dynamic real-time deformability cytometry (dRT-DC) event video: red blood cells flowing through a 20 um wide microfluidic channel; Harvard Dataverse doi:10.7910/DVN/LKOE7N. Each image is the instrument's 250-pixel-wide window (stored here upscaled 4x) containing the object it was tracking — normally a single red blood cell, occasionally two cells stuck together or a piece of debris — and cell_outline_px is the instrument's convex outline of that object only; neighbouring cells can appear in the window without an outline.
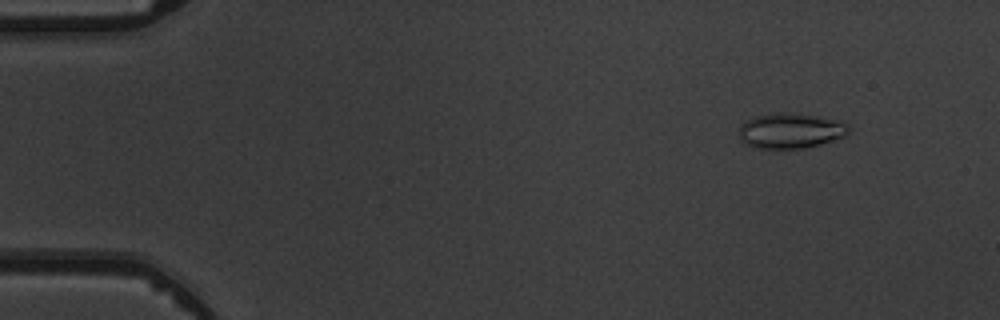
{"species": "common noctule bat (a hibernating species)", "species_latin": "Nyctalus noctula", "temperature_condition": "warm", "stored_images_in_passage": 6, "camera_frame_rate_fps": 3000, "um_per_image_px": 0.085, "animal": {"sex": "male", "body_mass_g": 19.5, "forearm_length_mm": 54.6}, "frame": {"image": 1, "passage_image": 2, "time_ms": 1.0, "image_size_px": [1000, 320], "cell_outline_px": [[848, 136], [820, 144], [804, 148], [756, 148], [744, 144], [740, 140], [740, 124], [756, 116], [780, 112], [792, 112], [820, 116], [836, 120], [848, 124]], "centroid_in_image_um": [67.21, 11.11], "position_along_channel_um": 17.8, "area_um2": 22.66}}
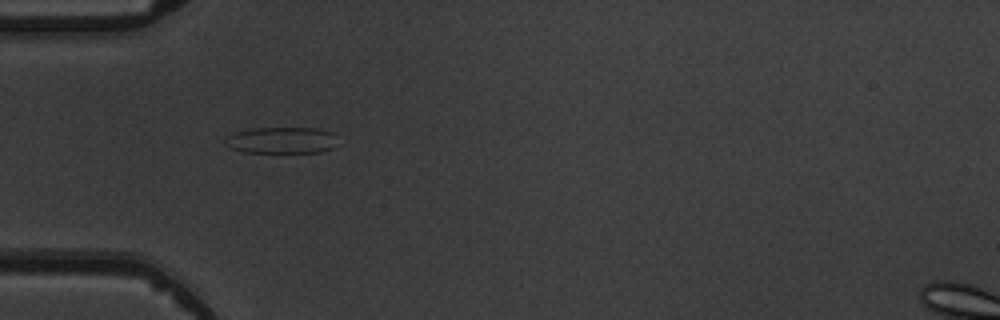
{"frame": {"image": 2, "passage_image": 5, "time_ms": 4.667, "image_size_px": [1000, 320], "cell_outline_px": [[336, 148], [320, 152], [244, 152], [232, 148], [224, 144], [224, 140], [228, 136], [236, 132], [252, 128], [316, 128], [332, 132]], "centroid_in_image_um": [23.93, 11.92], "position_along_channel_um": 61.1, "area_um2": 17.22}}
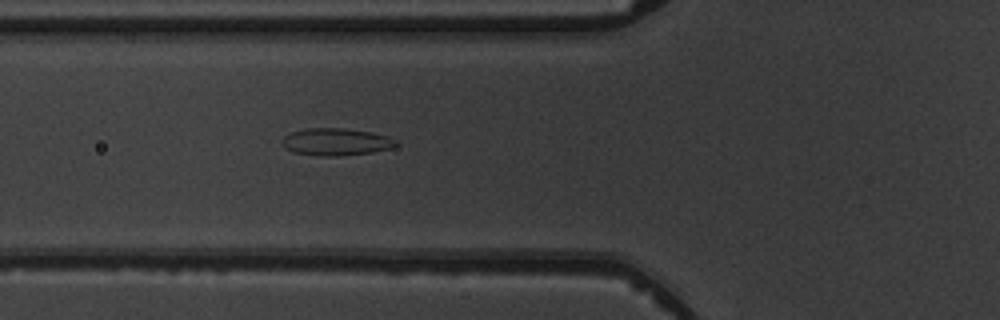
{"frame": {"image": 3, "passage_image": 6, "time_ms": 5.667, "image_size_px": [1000, 320], "cell_outline_px": [[400, 144], [388, 148], [372, 152], [336, 156], [320, 156], [292, 152], [284, 148], [280, 140], [284, 136], [292, 132], [308, 128], [344, 128], [372, 132], [388, 136], [396, 140]], "centroid_in_image_um": [28.53, 12.05], "position_along_channel_um": 97.3, "area_um2": 18.15}}